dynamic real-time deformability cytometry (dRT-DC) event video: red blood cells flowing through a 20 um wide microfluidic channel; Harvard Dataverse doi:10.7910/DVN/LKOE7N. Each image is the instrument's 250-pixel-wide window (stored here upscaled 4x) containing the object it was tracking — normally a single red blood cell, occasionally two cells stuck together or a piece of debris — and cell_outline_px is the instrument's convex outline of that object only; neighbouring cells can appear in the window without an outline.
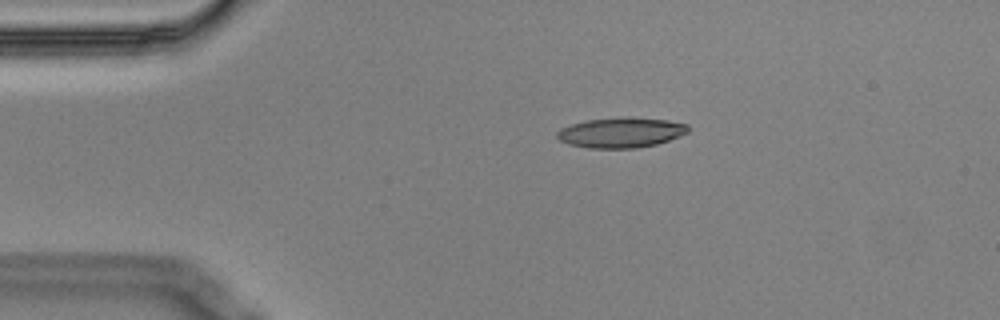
{"species": "Egyptian fruit bat (a non-hibernating species)", "species_latin": "Rousettus aegyptiacus", "temperature_condition": "cold", "stored_images_in_passage": 3, "camera_frame_rate_fps": 3000, "um_per_image_px": 0.085, "animal": {"sex": "male"}, "frame": {"image": 1, "passage_image": 2, "time_ms": 0.333, "image_size_px": [1000, 320], "cell_outline_px": [[688, 132], [680, 136], [656, 144], [636, 148], [588, 148], [568, 144], [560, 140], [556, 136], [556, 132], [560, 128], [572, 124], [588, 120], [628, 116], [668, 120], [688, 124]], "centroid_in_image_um": [52.78, 11.26], "position_along_channel_um": 32.2, "area_um2": 23.12}}